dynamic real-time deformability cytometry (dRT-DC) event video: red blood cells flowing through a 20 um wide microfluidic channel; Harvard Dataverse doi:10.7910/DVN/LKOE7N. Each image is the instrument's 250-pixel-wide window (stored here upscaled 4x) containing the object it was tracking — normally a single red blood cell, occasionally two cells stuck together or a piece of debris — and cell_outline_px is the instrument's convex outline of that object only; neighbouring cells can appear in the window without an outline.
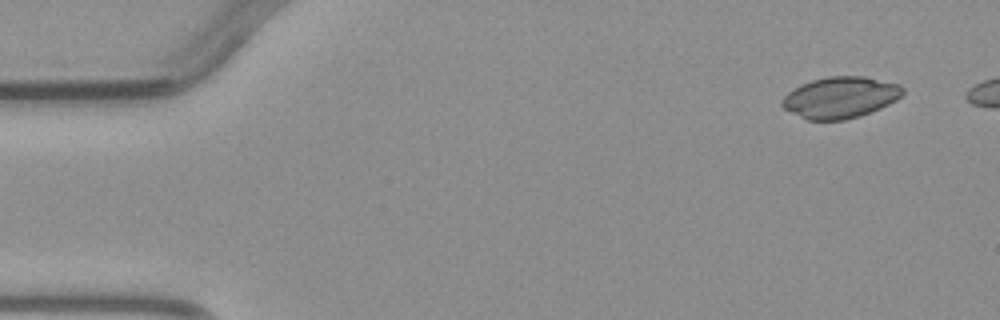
{"species": "common noctule bat (a hibernating species)", "species_latin": "Nyctalus noctula", "temperature_condition": "warm", "stored_images_in_passage": 4, "camera_frame_rate_fps": 3000, "um_per_image_px": 0.085, "animal": {"sex": "male", "body_mass_g": 23.1, "forearm_length_mm": 52.7}, "frame": {"image": 1, "passage_image": 1, "time_ms": 0.0, "image_size_px": [1000, 320], "cell_outline_px": [[904, 92], [896, 100], [880, 108], [860, 116], [844, 120], [808, 120], [784, 108], [780, 104], [780, 100], [788, 92], [812, 80], [828, 76], [864, 76], [900, 84], [904, 88]], "centroid_in_image_um": [71.44, 8.28], "position_along_channel_um": 13.6, "area_um2": 28.9}}